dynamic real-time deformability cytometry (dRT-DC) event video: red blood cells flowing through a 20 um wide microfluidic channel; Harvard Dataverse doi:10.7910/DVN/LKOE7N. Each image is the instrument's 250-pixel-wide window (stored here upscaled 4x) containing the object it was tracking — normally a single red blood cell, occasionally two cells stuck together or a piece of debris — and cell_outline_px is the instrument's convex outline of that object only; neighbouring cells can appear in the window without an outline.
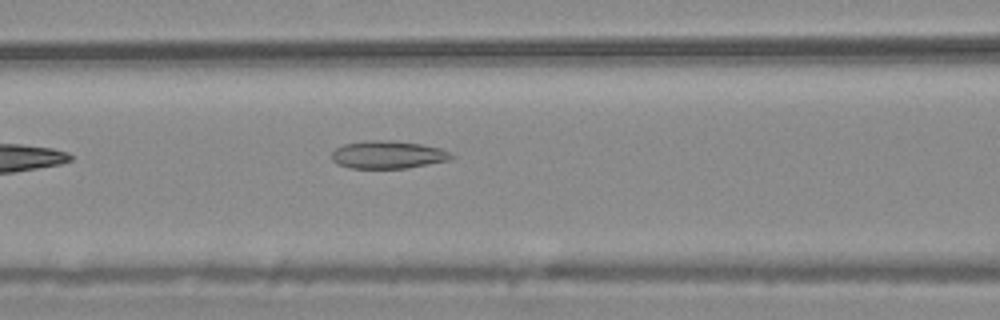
{"species": "common noctule bat (a hibernating species)", "species_latin": "Nyctalus noctula", "temperature_condition": "warm", "stored_images_in_passage": 4, "camera_frame_rate_fps": 3000, "um_per_image_px": 0.085, "animal": {"sex": "male", "body_mass_g": 20.4}, "frame": {"image": 1, "passage_image": 4, "time_ms": 1.0, "image_size_px": [1000, 320], "cell_outline_px": [[456, 156], [448, 160], [408, 168], [348, 168], [336, 164], [332, 160], [332, 152], [336, 148], [344, 144], [368, 140], [380, 140], [420, 144], [440, 148]], "centroid_in_image_um": [32.93, 13.16], "position_along_channel_um": 133.7, "area_um2": 19.19}}